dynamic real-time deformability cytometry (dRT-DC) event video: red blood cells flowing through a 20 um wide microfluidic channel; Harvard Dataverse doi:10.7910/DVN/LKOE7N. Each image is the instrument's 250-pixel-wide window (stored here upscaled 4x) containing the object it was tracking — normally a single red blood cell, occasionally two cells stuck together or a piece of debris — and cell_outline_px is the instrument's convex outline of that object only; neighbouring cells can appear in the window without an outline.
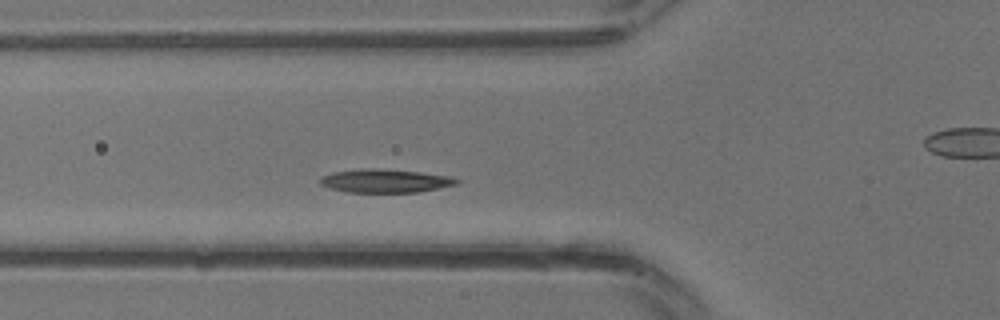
{"species": "common noctule bat (a hibernating species)", "species_latin": "Nyctalus noctula", "temperature_condition": "warm", "stored_images_in_passage": 13, "camera_frame_rate_fps": 3000, "um_per_image_px": 0.085, "animal": {"sex": "male", "body_mass_g": 13.3}, "frame": {"image": 1, "passage_image": 4, "time_ms": 1.0, "image_size_px": [1000, 320], "cell_outline_px": [[464, 180], [460, 184], [416, 192], [348, 192], [332, 188], [320, 184], [320, 176], [332, 172], [360, 168], [368, 168], [420, 172], [452, 176]], "centroid_in_image_um": [32.8, 15.37], "position_along_channel_um": 93.0, "area_um2": 18.73}}
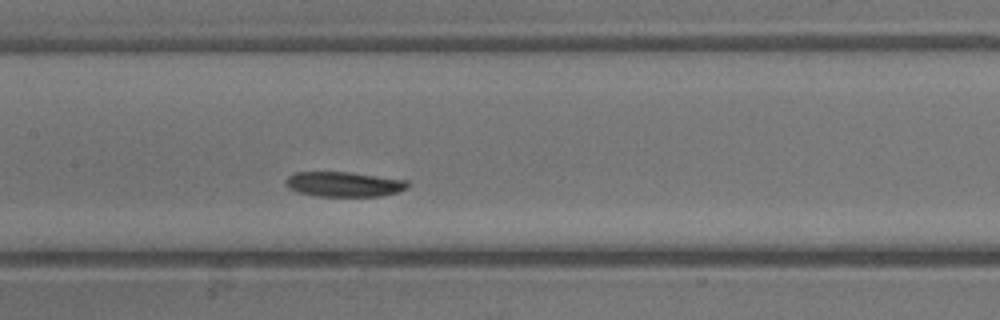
{"frame": {"image": 2, "passage_image": 8, "time_ms": 2.333, "image_size_px": [1000, 320], "cell_outline_px": [[412, 184], [408, 188], [396, 192], [380, 196], [316, 196], [300, 192], [288, 188], [284, 184], [284, 180], [288, 176], [296, 172], [348, 172], [408, 180]], "centroid_in_image_um": [29.25, 15.65], "position_along_channel_um": 178.2, "area_um2": 17.8}}
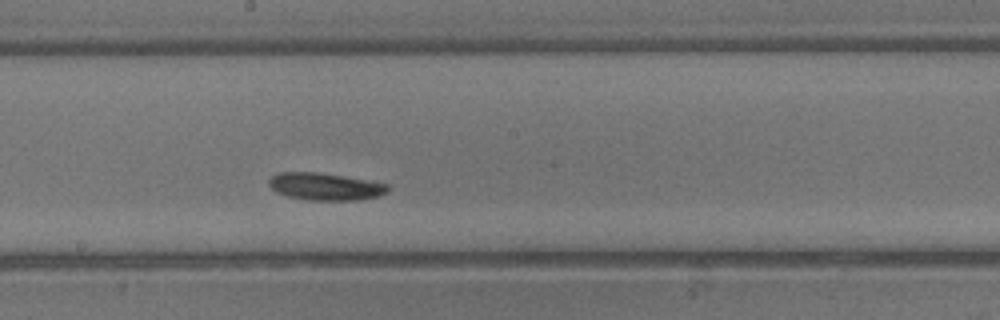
{"frame": {"image": 3, "passage_image": 10, "time_ms": 3.0, "image_size_px": [1000, 320], "cell_outline_px": [[388, 192], [376, 196], [360, 200], [308, 200], [288, 196], [276, 192], [268, 184], [268, 180], [272, 176], [280, 172], [316, 172], [344, 176], [388, 184]], "centroid_in_image_um": [27.62, 15.85], "position_along_channel_um": 220.6, "area_um2": 18.79}}